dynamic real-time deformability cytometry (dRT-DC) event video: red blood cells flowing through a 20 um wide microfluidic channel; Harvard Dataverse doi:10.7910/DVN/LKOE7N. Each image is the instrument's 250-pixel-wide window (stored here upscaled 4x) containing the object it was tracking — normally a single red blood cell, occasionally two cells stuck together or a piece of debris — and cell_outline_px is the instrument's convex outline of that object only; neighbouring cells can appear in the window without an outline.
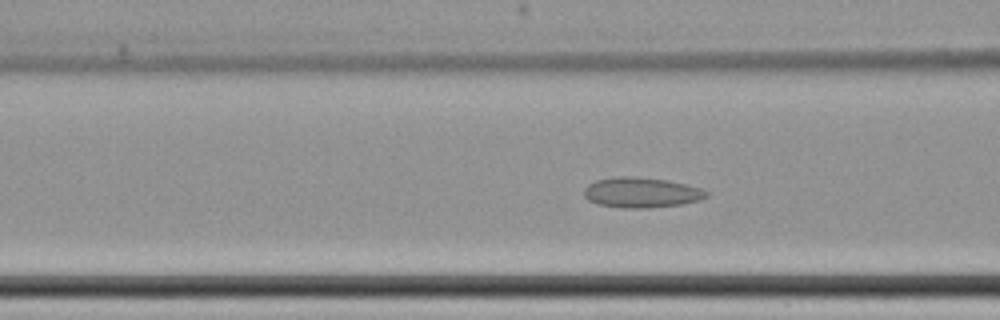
{"species": "common noctule bat (a hibernating species)", "species_latin": "Nyctalus noctula", "temperature_condition": "cold", "stored_images_in_passage": 63, "camera_frame_rate_fps": 3000, "um_per_image_px": 0.085, "animal": {"sex": "female", "body_mass_g": 22.7, "forearm_length_mm": 54.2}, "frame": {"image": 1, "passage_image": 26, "time_ms": 8.333, "image_size_px": [1000, 320], "cell_outline_px": [[708, 196], [696, 200], [680, 204], [648, 208], [624, 208], [600, 204], [588, 200], [584, 196], [584, 188], [588, 184], [596, 180], [620, 176], [628, 176], [664, 180], [684, 184], [700, 188], [708, 192]], "centroid_in_image_um": [54.47, 16.37], "position_along_channel_um": 112.1, "area_um2": 21.15}}
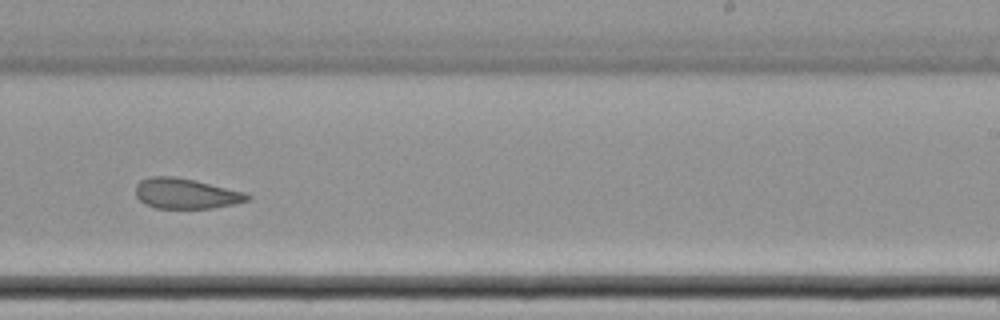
{"frame": {"image": 2, "passage_image": 40, "time_ms": 13.0, "image_size_px": [1000, 320], "cell_outline_px": [[252, 196], [248, 200], [232, 204], [212, 208], [156, 208], [140, 200], [136, 196], [136, 184], [140, 180], [148, 176], [176, 176], [196, 180], [248, 192]], "centroid_in_image_um": [15.83, 16.43], "position_along_channel_um": 273.2, "area_um2": 19.94}}
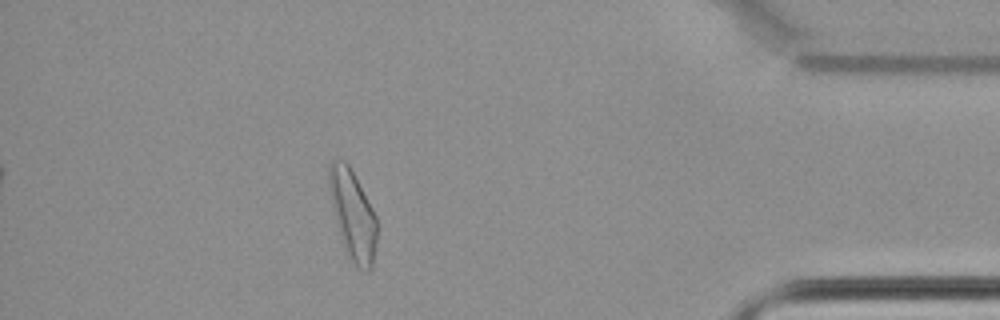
{"frame": {"image": 3, "passage_image": 55, "time_ms": 18.0, "image_size_px": [1000, 320], "cell_outline_px": [[376, 240], [372, 268], [368, 272], [364, 272], [356, 268], [344, 252], [332, 208], [328, 184], [328, 164], [332, 160], [344, 160], [348, 164], [372, 208], [376, 216]], "centroid_in_image_um": [29.96, 18.32], "position_along_channel_um": 405.2, "area_um2": 25.14}, "authors_computed_cell_mechanics": {"area_um2": 22.6576, "velocity_mm_per_s": 3.4544, "shape_relaxation_time_tau1_ms": null, "shape_relaxation_time_tau2_ms": 2.5457, "deformation_change_tau1": null, "deformation_change_tau2": 0.0663}}